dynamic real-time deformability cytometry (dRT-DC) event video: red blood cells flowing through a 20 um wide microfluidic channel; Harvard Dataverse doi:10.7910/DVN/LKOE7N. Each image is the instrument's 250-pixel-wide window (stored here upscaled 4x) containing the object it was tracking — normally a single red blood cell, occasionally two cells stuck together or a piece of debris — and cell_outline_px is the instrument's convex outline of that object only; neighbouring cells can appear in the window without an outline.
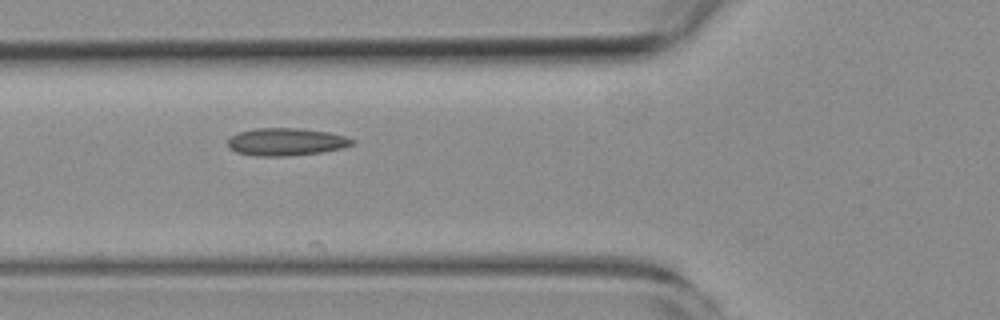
{"species": "common noctule bat (a hibernating species)", "species_latin": "Nyctalus noctula", "temperature_condition": "room temperature", "stored_images_in_passage": 4, "camera_frame_rate_fps": 3000, "um_per_image_px": 0.085, "animal": {"sex": "female", "body_mass_g": 19.3, "forearm_length_mm": 54.1}, "frame": {"image": 1, "passage_image": 3, "time_ms": 2.333, "image_size_px": [1000, 320], "cell_outline_px": [[356, 144], [340, 148], [320, 152], [284, 156], [256, 156], [236, 152], [228, 148], [228, 140], [232, 136], [240, 132], [256, 128], [300, 128], [328, 132], [348, 136], [356, 140]], "centroid_in_image_um": [24.35, 12.05], "position_along_channel_um": 101.4, "area_um2": 20.0}}